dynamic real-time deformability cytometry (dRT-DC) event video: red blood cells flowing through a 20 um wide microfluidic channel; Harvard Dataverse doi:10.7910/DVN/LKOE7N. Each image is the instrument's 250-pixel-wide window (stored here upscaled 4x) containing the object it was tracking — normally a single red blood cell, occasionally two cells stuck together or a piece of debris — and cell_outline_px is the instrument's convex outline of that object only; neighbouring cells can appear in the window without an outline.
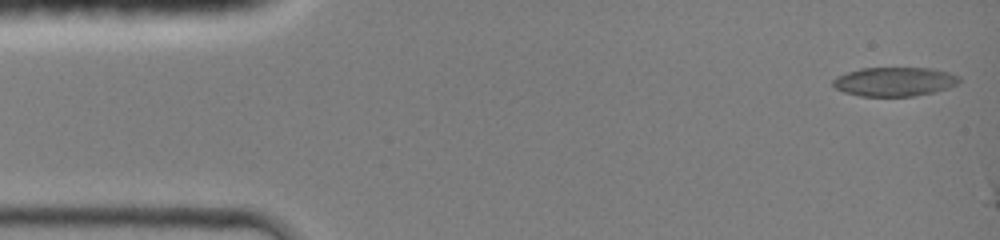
{"species": "common noctule bat (a hibernating species)", "species_latin": "Nyctalus noctula", "temperature_condition": "room temperature", "stored_images_in_passage": 2, "camera_frame_rate_fps": 3000, "um_per_image_px": 0.085, "animal": {"sex": "female", "body_mass_g": 19.0, "forearm_length_mm": 51.5}, "frame": {"image": 1, "passage_image": 1, "time_ms": 0.0, "image_size_px": [1000, 240], "cell_outline_px": [[960, 80], [956, 84], [948, 88], [932, 92], [912, 96], [860, 96], [844, 92], [836, 88], [832, 84], [832, 80], [836, 76], [860, 68], [928, 68], [948, 72], [960, 76]], "centroid_in_image_um": [76.01, 6.94], "position_along_channel_um": 9.0, "area_um2": 21.27}}